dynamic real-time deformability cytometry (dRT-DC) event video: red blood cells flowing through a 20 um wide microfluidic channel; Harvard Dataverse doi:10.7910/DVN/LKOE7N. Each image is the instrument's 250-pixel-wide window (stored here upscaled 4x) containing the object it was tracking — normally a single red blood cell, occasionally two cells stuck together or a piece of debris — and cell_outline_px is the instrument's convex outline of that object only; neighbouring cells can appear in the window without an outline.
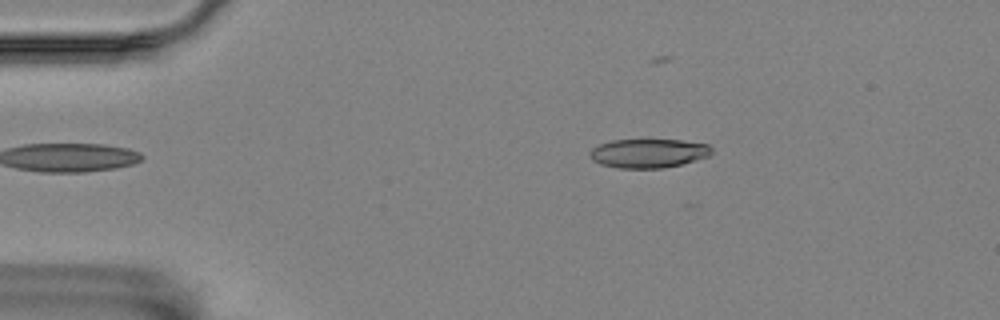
{"species": "Egyptian fruit bat (a non-hibernating species)", "species_latin": "Rousettus aegyptiacus", "temperature_condition": "room temperature", "stored_images_in_passage": 5, "camera_frame_rate_fps": 3000, "um_per_image_px": 0.085, "animal": {"sex": "female"}, "frame": {"image": 1, "passage_image": 2, "time_ms": 0.333, "image_size_px": [1000, 320], "cell_outline_px": [[712, 152], [708, 156], [696, 160], [664, 168], [620, 168], [600, 164], [592, 160], [588, 152], [592, 148], [600, 144], [612, 140], [680, 140], [708, 144], [712, 148]], "centroid_in_image_um": [55.1, 13.03], "position_along_channel_um": 29.9, "area_um2": 20.52}}
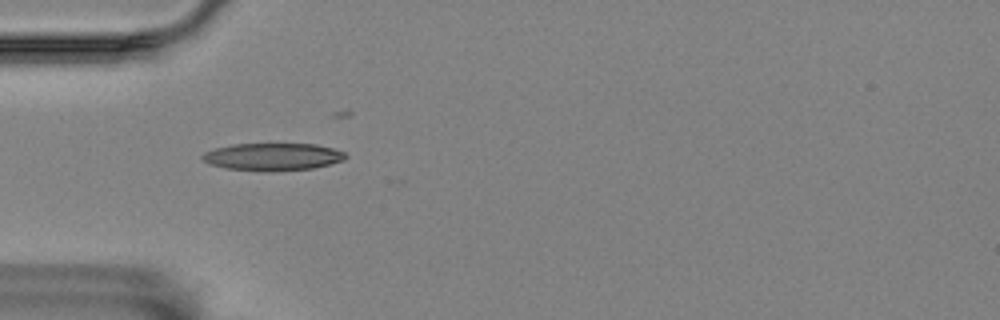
{"frame": {"image": 2, "passage_image": 4, "time_ms": 1.0, "image_size_px": [1000, 320], "cell_outline_px": [[348, 156], [344, 160], [312, 168], [272, 172], [264, 172], [224, 168], [208, 164], [200, 156], [204, 152], [216, 148], [232, 144], [316, 144], [332, 148], [344, 152]], "centroid_in_image_um": [23.15, 13.33], "position_along_channel_um": 61.8, "area_um2": 23.06}}
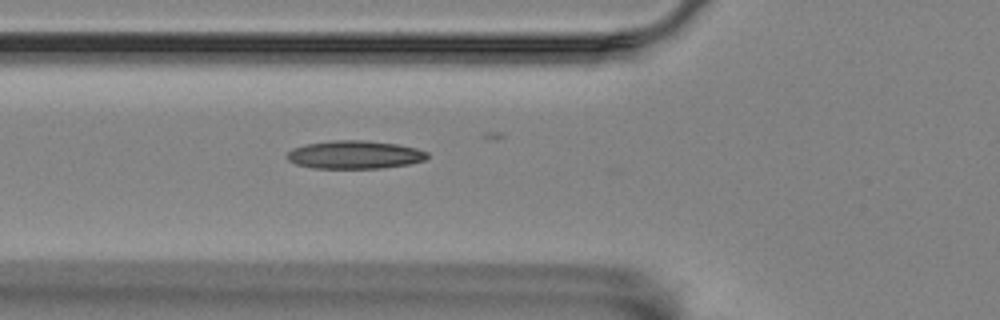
{"frame": {"image": 3, "passage_image": 5, "time_ms": 1.333, "image_size_px": [1000, 320], "cell_outline_px": [[428, 156], [424, 160], [408, 164], [380, 168], [312, 168], [296, 164], [288, 160], [288, 152], [292, 148], [304, 144], [332, 140], [368, 140], [396, 144], [416, 148], [428, 152]], "centroid_in_image_um": [30.13, 13.14], "position_along_channel_um": 95.7, "area_um2": 23.0}}